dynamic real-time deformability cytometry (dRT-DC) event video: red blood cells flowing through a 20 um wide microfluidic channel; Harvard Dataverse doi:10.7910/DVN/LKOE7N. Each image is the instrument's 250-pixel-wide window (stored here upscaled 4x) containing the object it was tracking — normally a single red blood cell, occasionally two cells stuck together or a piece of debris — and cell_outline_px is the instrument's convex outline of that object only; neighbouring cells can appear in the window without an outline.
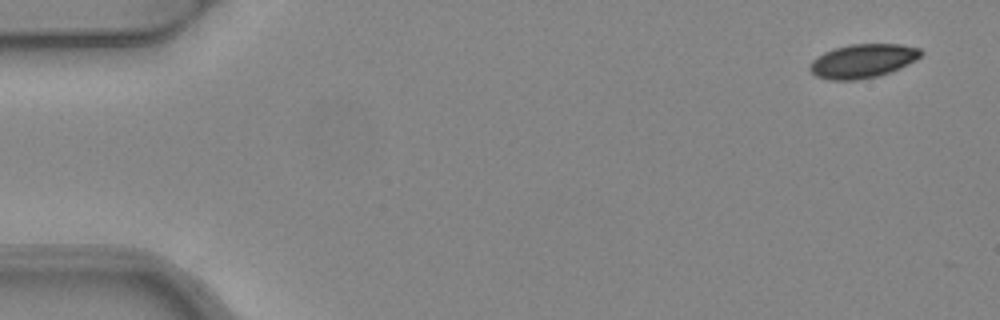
{"species": "common noctule bat (a hibernating species)", "species_latin": "Nyctalus noctula", "temperature_condition": "warm", "stored_images_in_passage": 4, "camera_frame_rate_fps": 3000, "um_per_image_px": 0.085, "animal": {"sex": "female", "body_mass_g": 24.6, "forearm_length_mm": 56.2}, "frame": {"image": 1, "passage_image": 1, "time_ms": 0.0, "image_size_px": [1000, 320], "cell_outline_px": [[924, 52], [916, 60], [900, 68], [880, 76], [856, 80], [828, 80], [816, 76], [808, 68], [808, 64], [816, 56], [824, 52], [836, 48], [852, 44], [900, 44], [920, 48]], "centroid_in_image_um": [73.32, 5.19], "position_along_channel_um": 11.7, "area_um2": 22.08}}
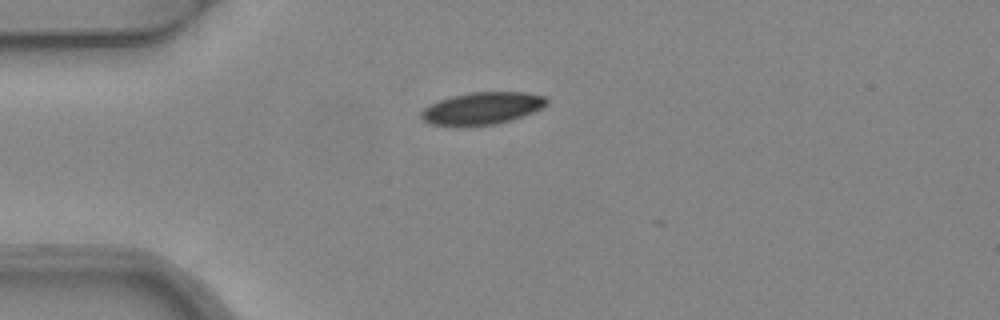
{"frame": {"image": 2, "passage_image": 4, "time_ms": 1.0, "image_size_px": [1000, 320], "cell_outline_px": [[548, 104], [524, 116], [512, 120], [496, 124], [432, 124], [424, 120], [420, 116], [420, 112], [424, 108], [440, 100], [452, 96], [472, 92], [524, 92], [544, 96], [548, 100]], "centroid_in_image_um": [41.03, 9.18], "position_along_channel_um": 44.0, "area_um2": 22.95}}